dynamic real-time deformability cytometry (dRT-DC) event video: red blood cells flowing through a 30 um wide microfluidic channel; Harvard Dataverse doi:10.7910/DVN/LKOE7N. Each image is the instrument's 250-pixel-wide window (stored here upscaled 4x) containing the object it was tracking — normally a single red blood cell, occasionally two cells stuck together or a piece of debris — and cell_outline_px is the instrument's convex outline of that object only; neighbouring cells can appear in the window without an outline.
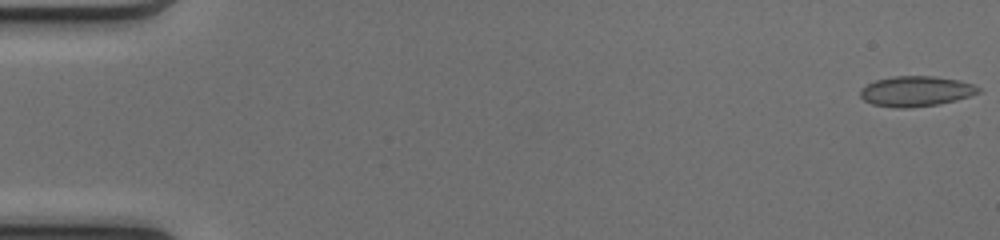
{"species": "common noctule bat (a hibernating species)", "species_latin": "Nyctalus noctula", "temperature_condition": "cold", "stored_images_in_passage": 49, "camera_frame_rate_fps": 3000, "um_per_image_px": 0.085, "animal": {"sex": "female", "body_mass_g": 17.0, "forearm_length_mm": 48.0}, "frame": {"image": 1, "passage_image": 1, "time_ms": 0.0, "image_size_px": [1000, 240], "cell_outline_px": [[980, 92], [956, 100], [940, 104], [912, 108], [896, 108], [872, 104], [864, 100], [860, 96], [860, 88], [876, 80], [892, 76], [936, 76], [960, 80], [972, 84], [980, 88]], "centroid_in_image_um": [77.84, 7.76], "position_along_channel_um": 7.2, "area_um2": 20.98}}
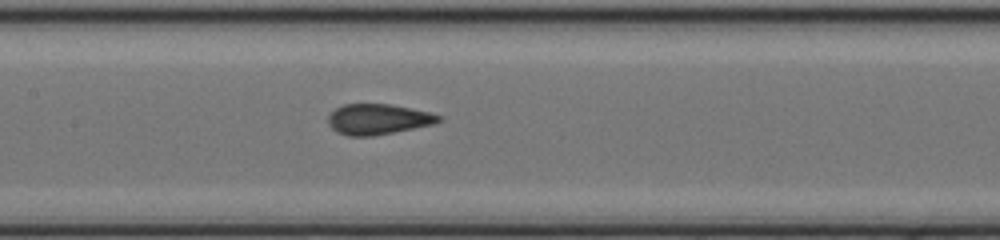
{"frame": {"image": 2, "passage_image": 25, "time_ms": 8.0, "image_size_px": [1000, 240], "cell_outline_px": [[444, 120], [432, 124], [372, 136], [348, 136], [336, 132], [328, 124], [328, 116], [336, 108], [344, 104], [388, 104], [428, 112], [440, 116]], "centroid_in_image_um": [32.09, 10.14], "position_along_channel_um": 175.3, "area_um2": 19.36}}
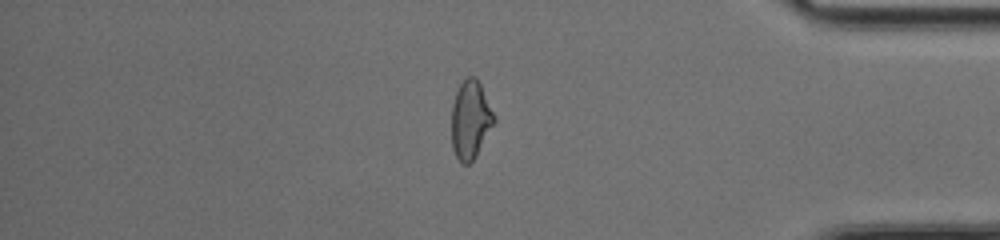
{"frame": {"image": 3, "passage_image": 43, "time_ms": 14.0, "image_size_px": [1000, 240], "cell_outline_px": [[496, 120], [476, 156], [468, 164], [460, 164], [452, 148], [452, 104], [456, 92], [460, 84], [468, 76], [476, 76], [496, 116]], "centroid_in_image_um": [39.99, 10.18], "position_along_channel_um": 395.2, "area_um2": 19.42}}